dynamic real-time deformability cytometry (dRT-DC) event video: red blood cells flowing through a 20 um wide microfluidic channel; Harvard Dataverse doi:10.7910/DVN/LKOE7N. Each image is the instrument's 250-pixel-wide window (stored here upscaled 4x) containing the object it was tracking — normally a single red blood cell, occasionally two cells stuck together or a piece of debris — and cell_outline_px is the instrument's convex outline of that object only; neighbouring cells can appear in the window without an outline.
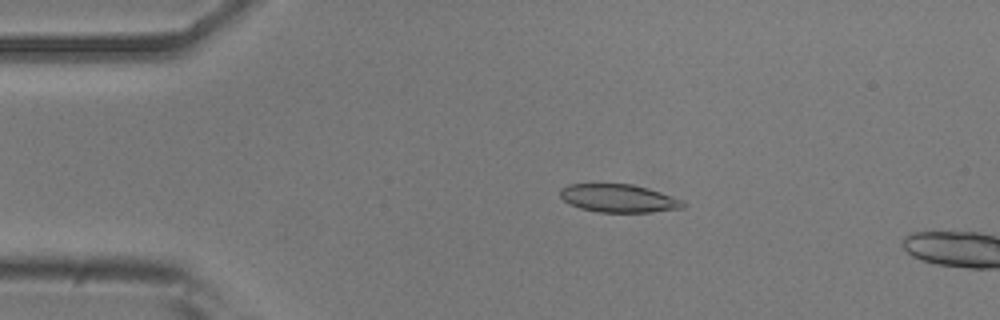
{"species": "common noctule bat (a hibernating species)", "species_latin": "Nyctalus noctula", "temperature_condition": "room temperature", "stored_images_in_passage": 8, "camera_frame_rate_fps": 3000, "um_per_image_px": 0.085, "animal": {"sex": "male", "body_mass_g": 20.5, "forearm_length_mm": 52.5}, "frame": {"image": 1, "passage_image": 4, "time_ms": 1.0, "image_size_px": [1000, 320], "cell_outline_px": [[684, 208], [652, 212], [600, 212], [580, 208], [568, 204], [560, 196], [560, 188], [568, 184], [632, 184], [648, 188], [684, 200]], "centroid_in_image_um": [52.58, 16.85], "position_along_channel_um": 32.4, "area_um2": 20.17}}